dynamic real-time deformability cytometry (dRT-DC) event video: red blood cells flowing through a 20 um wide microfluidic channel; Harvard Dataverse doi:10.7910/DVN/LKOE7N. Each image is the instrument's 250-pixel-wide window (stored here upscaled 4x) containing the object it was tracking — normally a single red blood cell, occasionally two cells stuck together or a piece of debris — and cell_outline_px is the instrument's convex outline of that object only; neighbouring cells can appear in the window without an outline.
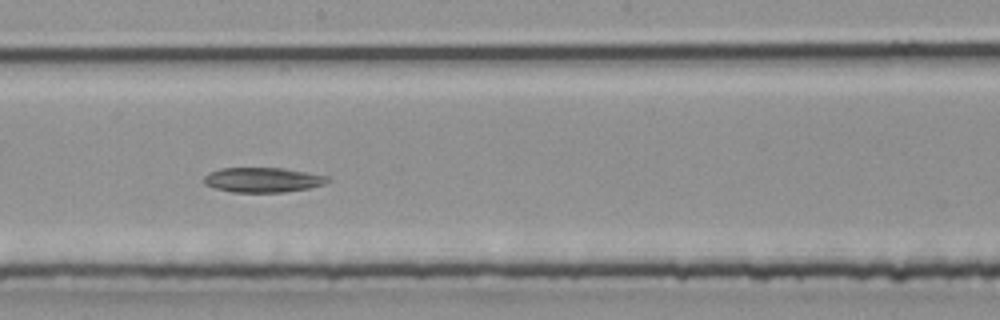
{"species": "common noctule bat (a hibernating species)", "species_latin": "Nyctalus noctula", "temperature_condition": "room temperature", "stored_images_in_passage": 32, "camera_frame_rate_fps": 3000, "um_per_image_px": 0.085, "animal": {"sex": "male", "body_mass_g": 20.4}, "frame": {"image": 1, "passage_image": 19, "time_ms": 6.0, "image_size_px": [1000, 320], "cell_outline_px": [[328, 180], [324, 184], [308, 188], [284, 192], [232, 192], [216, 188], [204, 184], [204, 176], [208, 172], [220, 168], [284, 168], [308, 172], [328, 176]], "centroid_in_image_um": [22.31, 15.28], "position_along_channel_um": 225.9, "area_um2": 17.86}}
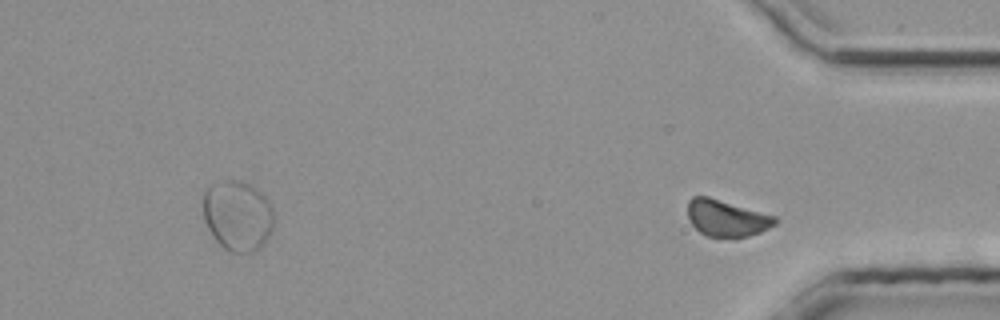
{"frame": {"image": 2, "passage_image": 32, "time_ms": 10.333, "image_size_px": [1000, 320], "cell_outline_px": [[776, 224], [760, 232], [748, 236], [732, 240], [708, 236], [700, 232], [688, 220], [688, 200], [692, 196], [708, 196], [776, 216]], "centroid_in_image_um": [61.75, 18.57], "position_along_channel_um": 373.5, "area_um2": 18.96}}